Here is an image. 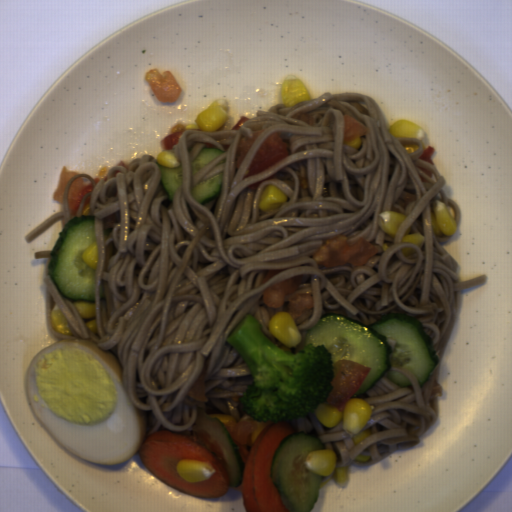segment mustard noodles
Instances as JSON below:
<instances>
[{
  "label": "mustard noodles",
  "mask_w": 512,
  "mask_h": 512,
  "mask_svg": "<svg viewBox=\"0 0 512 512\" xmlns=\"http://www.w3.org/2000/svg\"><path fill=\"white\" fill-rule=\"evenodd\" d=\"M346 114L369 130L359 148L343 142ZM233 128H186L177 144L164 150L177 158L182 170L173 200L164 188L157 158L148 154L108 168L106 181L96 184L95 177L85 173L70 176L62 211L24 238L29 243L58 220L63 231L69 220L82 217L91 196L98 249L93 284L98 335L49 275L52 250H37L34 258L47 259L44 282L51 333L62 341L90 340L116 358L130 400L145 415V438L158 431L189 437L196 433L192 425L199 408L207 415L234 416L237 422L266 423L257 422L242 407L251 369L226 341L246 315L259 320L262 332L277 347L293 352L311 343L306 337L325 314L366 325L388 315L413 317L432 339L438 362L422 386L410 370L390 365L410 384L401 387L384 376L356 397L373 408L360 431H368V438L355 443L343 420L326 427L316 408L286 421L295 433L318 438L321 450L334 451L336 466L347 469L371 466L416 446L438 417L442 389L437 377L460 293L488 280L483 275L459 279L457 261L441 245L452 235L438 236L433 229L435 201L448 208L455 229L460 222L457 202L443 189L446 178L434 164L421 160L422 139L392 135L379 105L366 94L324 92L290 107L282 103L259 110L239 130ZM261 129L237 169L240 140ZM279 132L289 155L242 180L261 143ZM403 141L420 148L407 154ZM205 148L225 153L192 176L191 164ZM220 172L219 196L204 204L194 200L191 190ZM80 176L84 185L92 182L95 187L73 216L69 187ZM271 185L287 195L286 201L274 211L261 212L260 196ZM394 210L407 217L393 236L381 230L377 217ZM417 231L424 237L422 250L412 242L402 243L403 236ZM344 235L349 243L365 238L377 253L363 267L316 264L313 255L325 240ZM295 274L304 278L295 291L311 294L313 306L294 319L299 342L286 346L267 325L276 312L288 308L268 307L262 293ZM55 308L62 311L72 336L53 329L50 311ZM205 368L203 402L186 393ZM358 454L371 457L355 462Z\"/></svg>",
  "instance_id": "mustard-noodles-1"
}]
</instances>
